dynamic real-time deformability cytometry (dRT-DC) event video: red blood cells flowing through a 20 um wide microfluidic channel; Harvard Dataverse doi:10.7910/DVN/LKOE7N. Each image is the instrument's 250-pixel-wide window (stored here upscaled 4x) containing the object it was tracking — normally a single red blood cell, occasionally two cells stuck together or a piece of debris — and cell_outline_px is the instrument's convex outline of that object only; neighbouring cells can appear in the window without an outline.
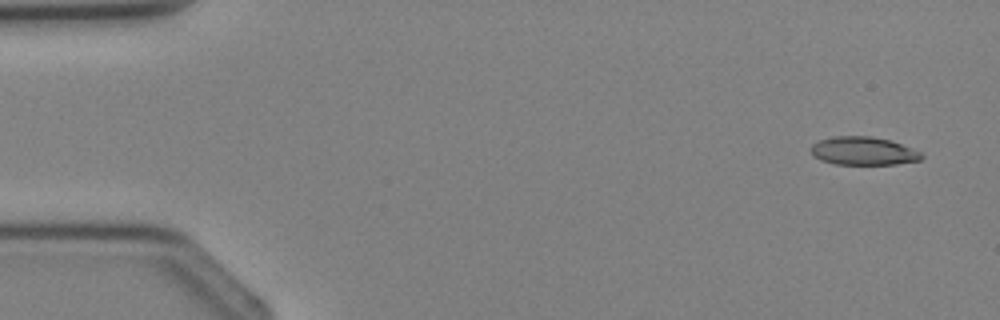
{"species": "Egyptian fruit bat (a non-hibernating species)", "species_latin": "Rousettus aegyptiacus", "temperature_condition": "cold", "stored_images_in_passage": 4, "camera_frame_rate_fps": 3000, "um_per_image_px": 0.085, "animal": {"sex": "female"}, "frame": {"image": 1, "passage_image": 1, "time_ms": 0.0, "image_size_px": [1000, 320], "cell_outline_px": [[924, 156], [920, 160], [896, 164], [836, 164], [820, 160], [812, 156], [812, 144], [820, 140], [832, 136], [872, 136], [888, 140], [912, 148], [920, 152]], "centroid_in_image_um": [73.36, 12.83], "position_along_channel_um": 11.6, "area_um2": 18.09}}
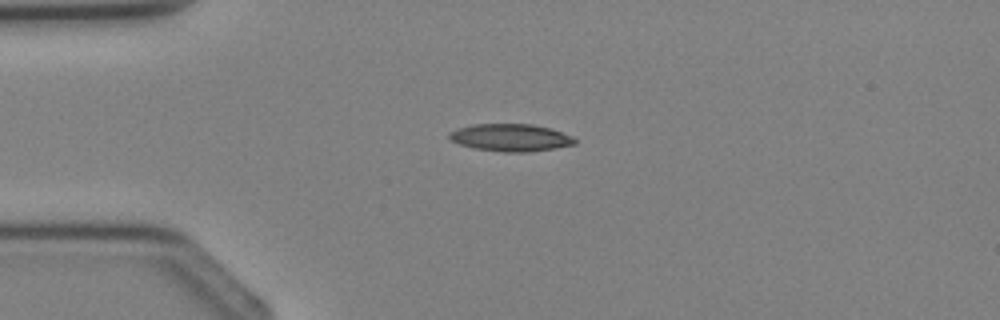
{"frame": {"image": 2, "passage_image": 3, "time_ms": 2.333, "image_size_px": [1000, 320], "cell_outline_px": [[576, 144], [556, 148], [528, 152], [504, 152], [476, 148], [460, 144], [452, 140], [448, 136], [448, 132], [472, 124], [532, 124], [552, 128], [572, 136], [576, 140]], "centroid_in_image_um": [43.44, 11.69], "position_along_channel_um": 41.6, "area_um2": 20.0}}
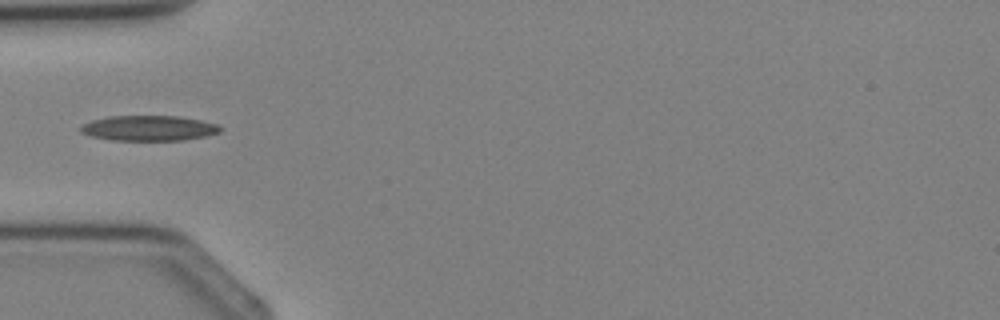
{"frame": {"image": 3, "passage_image": 4, "time_ms": 3.333, "image_size_px": [1000, 320], "cell_outline_px": [[224, 128], [220, 132], [204, 136], [184, 140], [112, 140], [92, 136], [80, 132], [80, 128], [84, 124], [92, 120], [108, 116], [176, 116], [200, 120], [216, 124]], "centroid_in_image_um": [12.66, 10.89], "position_along_channel_um": 72.3, "area_um2": 20.4}}